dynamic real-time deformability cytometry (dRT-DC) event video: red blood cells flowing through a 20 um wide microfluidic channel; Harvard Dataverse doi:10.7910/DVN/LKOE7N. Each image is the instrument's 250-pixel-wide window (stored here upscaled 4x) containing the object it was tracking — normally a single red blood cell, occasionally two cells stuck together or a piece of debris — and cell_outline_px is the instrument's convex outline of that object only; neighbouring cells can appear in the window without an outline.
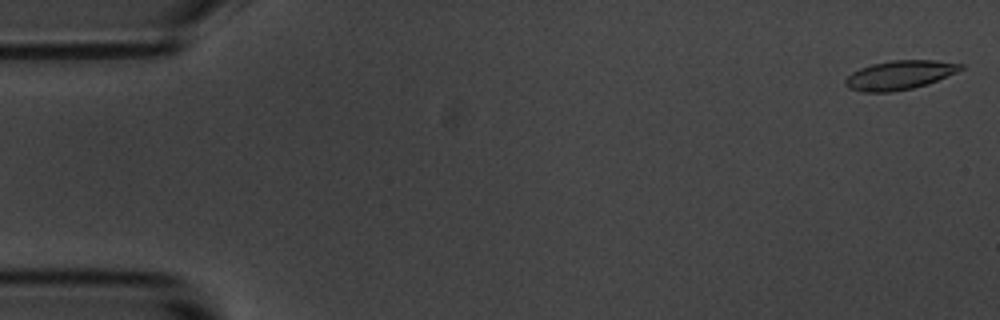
{"species": "common noctule bat (a hibernating species)", "species_latin": "Nyctalus noctula", "temperature_condition": "room temperature", "stored_images_in_passage": 14, "camera_frame_rate_fps": 3000, "um_per_image_px": 0.085, "animal": {"sex": "male", "body_mass_g": 20.1, "forearm_length_mm": 53.5}, "frame": {"image": 1, "passage_image": 1, "time_ms": 0.0, "image_size_px": [1000, 320], "cell_outline_px": [[964, 68], [956, 72], [928, 84], [912, 88], [892, 92], [864, 92], [848, 88], [844, 84], [844, 80], [852, 72], [860, 68], [872, 64], [892, 60], [936, 60], [964, 64]], "centroid_in_image_um": [76.46, 6.38], "position_along_channel_um": 8.5, "area_um2": 19.54}}
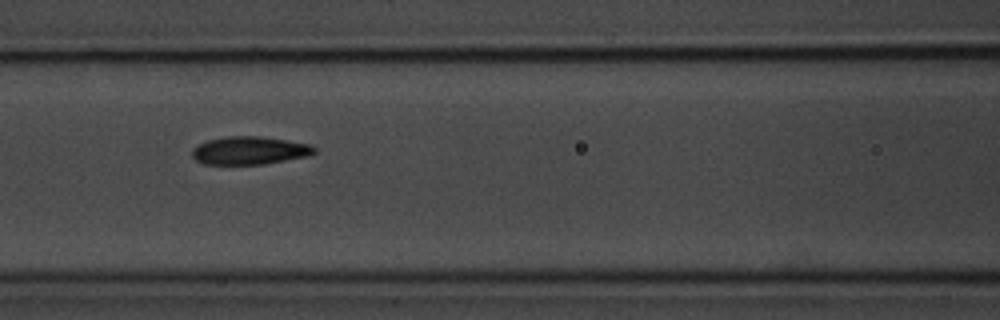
{"frame": {"image": 2, "passage_image": 7, "time_ms": 7.667, "image_size_px": [1000, 320], "cell_outline_px": [[316, 152], [308, 156], [264, 164], [204, 164], [196, 160], [192, 156], [192, 148], [208, 140], [224, 136], [260, 136], [308, 144], [316, 148]], "centroid_in_image_um": [21.19, 12.79], "position_along_channel_um": 145.4, "area_um2": 19.83}}
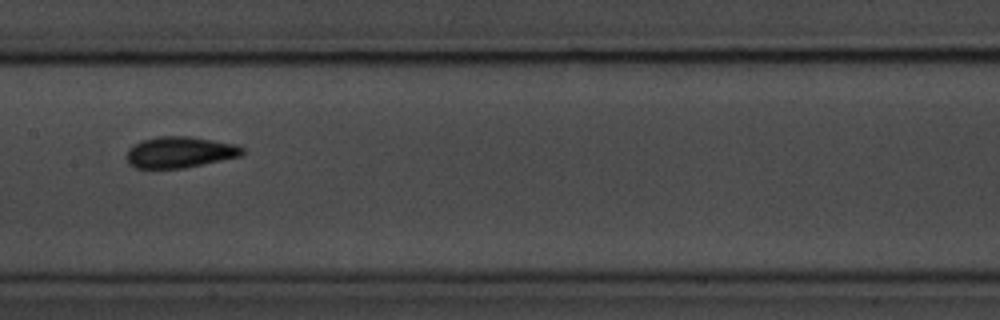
{"frame": {"image": 3, "passage_image": 8, "time_ms": 9.0, "image_size_px": [1000, 320], "cell_outline_px": [[244, 152], [240, 156], [184, 168], [132, 168], [128, 164], [124, 156], [128, 148], [132, 144], [144, 140], [160, 136], [188, 136], [236, 144], [244, 148]], "centroid_in_image_um": [15.22, 12.94], "position_along_channel_um": 192.2, "area_um2": 21.15}}